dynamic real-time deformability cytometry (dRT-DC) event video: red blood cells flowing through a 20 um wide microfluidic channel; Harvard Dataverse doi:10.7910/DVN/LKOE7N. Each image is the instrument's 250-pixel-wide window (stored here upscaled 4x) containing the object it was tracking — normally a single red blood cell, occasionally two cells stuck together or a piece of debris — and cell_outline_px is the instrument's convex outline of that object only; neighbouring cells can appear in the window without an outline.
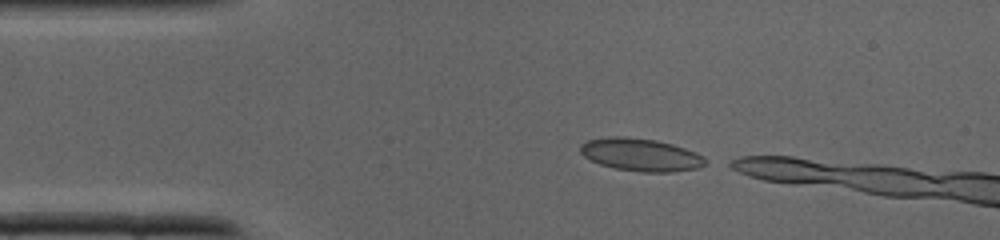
{"species": "common noctule bat (a hibernating species)", "species_latin": "Nyctalus noctula", "temperature_condition": "cold", "stored_images_in_passage": 5, "camera_frame_rate_fps": 3000, "um_per_image_px": 0.085, "animal": {"sex": "male", "body_mass_g": 19.0, "forearm_length_mm": 50.8}, "frame": {"image": 1, "passage_image": 1, "time_ms": 0.0, "image_size_px": [1000, 240], "cell_outline_px": [[704, 164], [696, 168], [672, 172], [640, 172], [616, 168], [600, 164], [584, 156], [580, 152], [580, 144], [588, 140], [612, 136], [624, 136], [656, 140], [672, 144], [696, 152], [704, 156]], "centroid_in_image_um": [54.44, 13.14], "position_along_channel_um": 30.6, "area_um2": 23.64}}